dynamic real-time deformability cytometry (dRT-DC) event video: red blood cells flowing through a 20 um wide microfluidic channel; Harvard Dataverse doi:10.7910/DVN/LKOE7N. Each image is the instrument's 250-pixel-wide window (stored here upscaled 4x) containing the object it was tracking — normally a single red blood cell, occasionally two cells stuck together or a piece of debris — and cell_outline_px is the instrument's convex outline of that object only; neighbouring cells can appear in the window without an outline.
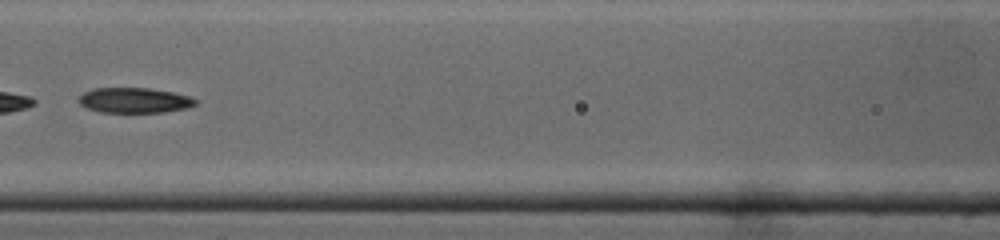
{"species": "common noctule bat (a hibernating species)", "species_latin": "Nyctalus noctula", "temperature_condition": "cold", "stored_images_in_passage": 31, "camera_frame_rate_fps": 3000, "um_per_image_px": 0.085, "animal": {"sex": "male", "body_mass_g": 19.0, "forearm_length_mm": 50.8}, "frame": {"image": 1, "passage_image": 19, "time_ms": 6.0, "image_size_px": [1000, 240], "cell_outline_px": [[196, 104], [188, 108], [160, 112], [100, 112], [88, 108], [80, 104], [76, 100], [84, 92], [96, 88], [148, 88], [172, 92], [192, 96], [196, 100]], "centroid_in_image_um": [11.43, 8.52], "position_along_channel_um": 155.2, "area_um2": 17.11}}